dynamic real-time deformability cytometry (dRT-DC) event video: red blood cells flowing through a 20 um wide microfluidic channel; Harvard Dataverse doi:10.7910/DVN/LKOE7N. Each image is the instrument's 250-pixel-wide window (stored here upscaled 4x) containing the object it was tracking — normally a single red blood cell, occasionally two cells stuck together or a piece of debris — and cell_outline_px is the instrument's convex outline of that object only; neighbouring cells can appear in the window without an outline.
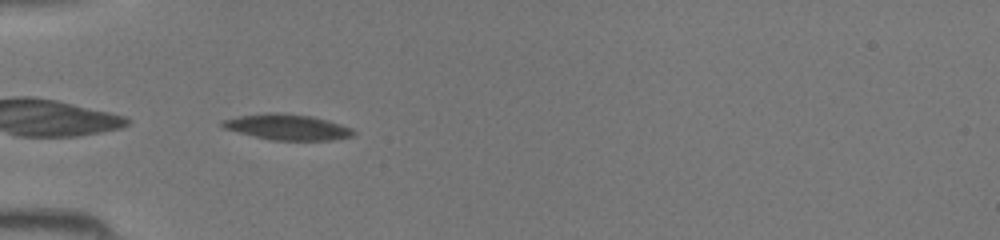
{"species": "common noctule bat (a hibernating species)", "species_latin": "Nyctalus noctula", "temperature_condition": "room temperature", "stored_images_in_passage": 31, "camera_frame_rate_fps": 3000, "um_per_image_px": 0.085, "animal": {"sex": "female", "body_mass_g": 19.5, "forearm_length_mm": 54.1}, "frame": {"image": 1, "passage_image": 1, "time_ms": 0.0, "image_size_px": [1000, 240], "cell_outline_px": [[356, 132], [352, 136], [332, 140], [272, 140], [224, 128], [220, 124], [220, 120], [240, 116], [268, 112], [280, 112], [312, 116], [328, 120], [352, 128]], "centroid_in_image_um": [24.44, 10.79], "position_along_channel_um": 60.6, "area_um2": 19.54}}
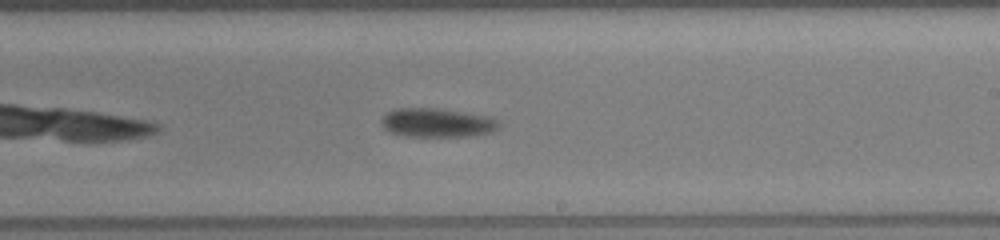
{"frame": {"image": 2, "passage_image": 14, "time_ms": 4.333, "image_size_px": [1000, 240], "cell_outline_px": [[500, 128], [492, 132], [476, 136], [408, 136], [388, 132], [384, 128], [380, 120], [384, 112], [396, 108], [440, 108], [492, 116], [500, 120]], "centroid_in_image_um": [37.19, 10.42], "position_along_channel_um": 251.8, "area_um2": 20.4}}
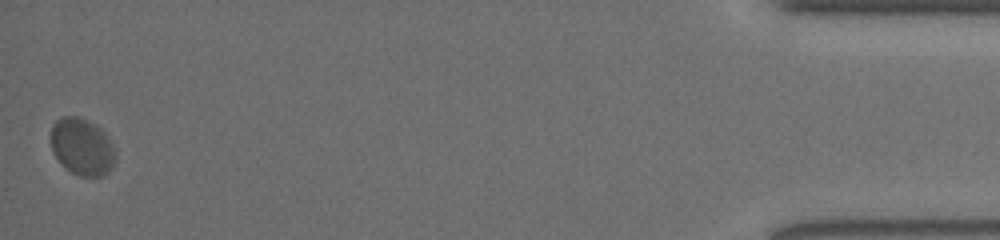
{"frame": {"image": 3, "passage_image": 31, "time_ms": 10.0, "image_size_px": [1000, 240], "cell_outline_px": [[116, 160], [112, 168], [104, 176], [80, 176], [72, 172], [52, 152], [52, 124], [56, 120], [64, 116], [76, 116], [88, 120], [96, 124], [108, 136], [116, 148]], "centroid_in_image_um": [7.04, 12.46], "position_along_channel_um": 428.2, "area_um2": 21.5}}